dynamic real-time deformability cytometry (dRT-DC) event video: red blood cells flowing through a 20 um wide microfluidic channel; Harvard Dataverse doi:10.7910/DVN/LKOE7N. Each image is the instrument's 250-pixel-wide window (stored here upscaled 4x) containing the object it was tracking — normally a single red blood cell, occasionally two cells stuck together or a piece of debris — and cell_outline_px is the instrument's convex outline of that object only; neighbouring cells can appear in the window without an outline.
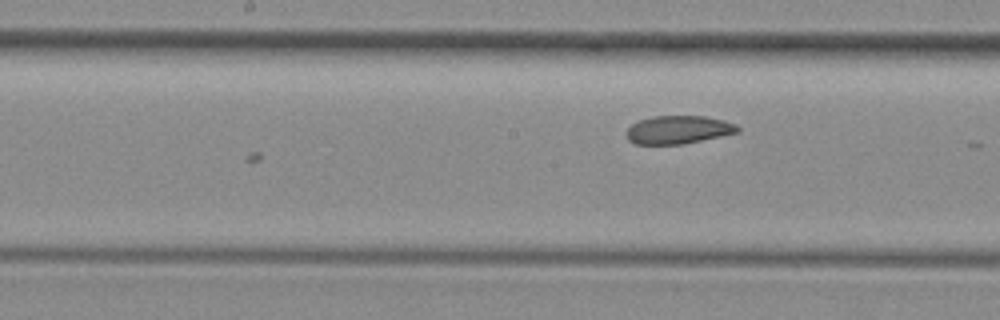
{"species": "common noctule bat (a hibernating species)", "species_latin": "Nyctalus noctula", "temperature_condition": "room temperature", "stored_images_in_passage": 12, "camera_frame_rate_fps": 3000, "um_per_image_px": 0.085, "animal": {"sex": "female", "body_mass_g": 29.2, "forearm_length_mm": 56.3}, "frame": {"image": 1, "passage_image": 12, "time_ms": 3.667, "image_size_px": [1000, 320], "cell_outline_px": [[740, 132], [680, 144], [636, 144], [628, 140], [624, 132], [632, 124], [640, 120], [652, 116], [704, 116], [724, 120], [736, 124], [740, 128]], "centroid_in_image_um": [57.64, 11.02], "position_along_channel_um": 190.6, "area_um2": 18.21}}